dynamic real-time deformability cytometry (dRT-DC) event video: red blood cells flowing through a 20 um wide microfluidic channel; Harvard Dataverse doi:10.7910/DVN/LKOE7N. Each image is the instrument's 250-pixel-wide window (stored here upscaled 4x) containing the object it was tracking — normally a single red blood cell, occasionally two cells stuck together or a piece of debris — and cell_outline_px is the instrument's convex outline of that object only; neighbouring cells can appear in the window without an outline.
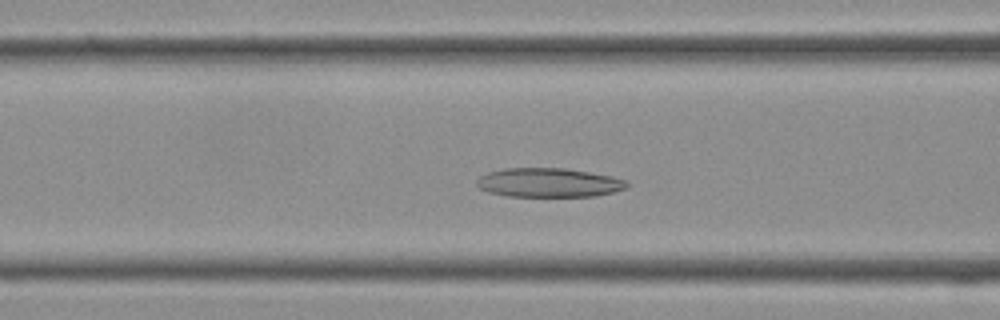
{"species": "Egyptian fruit bat (a non-hibernating species)", "species_latin": "Rousettus aegyptiacus", "temperature_condition": "cold", "stored_images_in_passage": 35, "camera_frame_rate_fps": 3000, "um_per_image_px": 0.085, "frame": {"image": 1, "passage_image": 12, "time_ms": 3.667, "image_size_px": [1000, 320], "cell_outline_px": [[628, 184], [624, 188], [612, 192], [596, 196], [508, 196], [488, 192], [480, 188], [476, 184], [476, 180], [480, 176], [488, 172], [504, 168], [568, 168], [612, 176], [628, 180]], "centroid_in_image_um": [46.64, 15.51], "position_along_channel_um": 120.0, "area_um2": 25.49}}
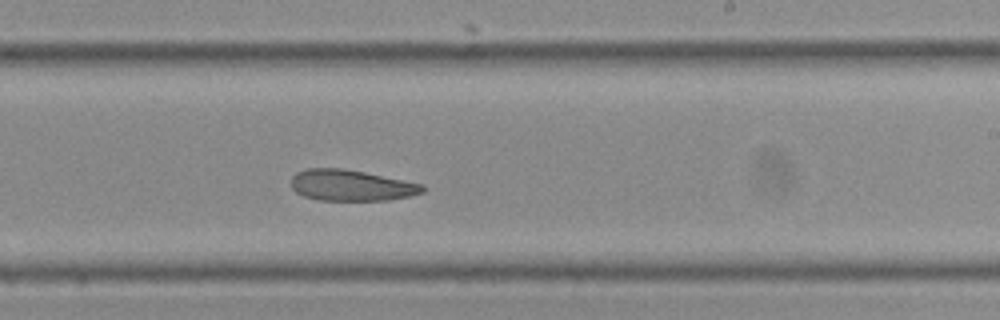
{"frame": {"image": 2, "passage_image": 20, "time_ms": 6.333, "image_size_px": [1000, 320], "cell_outline_px": [[424, 192], [408, 196], [388, 200], [320, 200], [304, 196], [296, 192], [292, 188], [292, 176], [296, 172], [304, 168], [344, 168], [424, 184]], "centroid_in_image_um": [29.83, 15.74], "position_along_channel_um": 259.2, "area_um2": 23.76}}
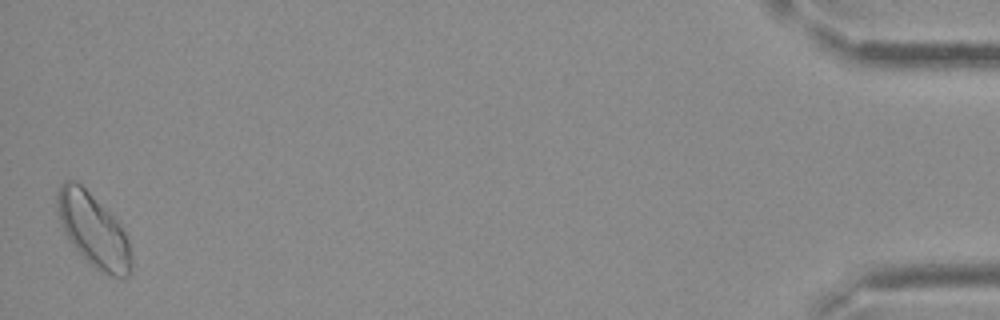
{"frame": {"image": 3, "passage_image": 35, "time_ms": 11.333, "image_size_px": [1000, 320], "cell_outline_px": [[132, 272], [128, 276], [104, 276], [72, 244], [64, 232], [60, 220], [56, 204], [56, 196], [60, 184], [64, 180], [76, 180], [120, 224], [128, 240], [132, 256]], "centroid_in_image_um": [7.94, 19.58], "position_along_channel_um": 427.3, "area_um2": 31.15}}